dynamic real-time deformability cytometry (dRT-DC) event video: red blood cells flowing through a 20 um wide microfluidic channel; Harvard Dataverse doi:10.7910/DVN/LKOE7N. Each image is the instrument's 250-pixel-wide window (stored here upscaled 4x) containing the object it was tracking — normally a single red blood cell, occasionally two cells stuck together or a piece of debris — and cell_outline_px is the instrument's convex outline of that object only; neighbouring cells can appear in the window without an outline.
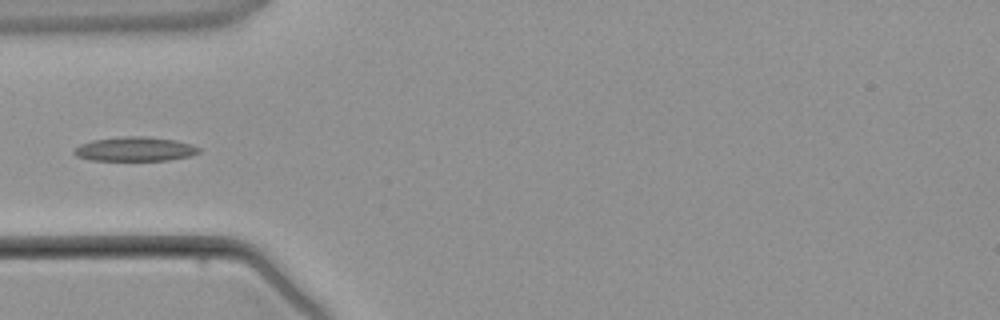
{"species": "common noctule bat (a hibernating species)", "species_latin": "Nyctalus noctula", "temperature_condition": "warm", "stored_images_in_passage": 4, "camera_frame_rate_fps": 3000, "um_per_image_px": 0.085, "animal": {"sex": "male", "body_mass_g": 21.5, "forearm_length_mm": 52.0}, "frame": {"image": 1, "passage_image": 4, "time_ms": 4.333, "image_size_px": [1000, 320], "cell_outline_px": [[200, 152], [188, 156], [168, 160], [92, 160], [76, 156], [72, 152], [80, 144], [92, 140], [124, 136], [148, 136], [176, 140], [200, 148]], "centroid_in_image_um": [11.44, 12.66], "position_along_channel_um": 73.6, "area_um2": 17.51}}